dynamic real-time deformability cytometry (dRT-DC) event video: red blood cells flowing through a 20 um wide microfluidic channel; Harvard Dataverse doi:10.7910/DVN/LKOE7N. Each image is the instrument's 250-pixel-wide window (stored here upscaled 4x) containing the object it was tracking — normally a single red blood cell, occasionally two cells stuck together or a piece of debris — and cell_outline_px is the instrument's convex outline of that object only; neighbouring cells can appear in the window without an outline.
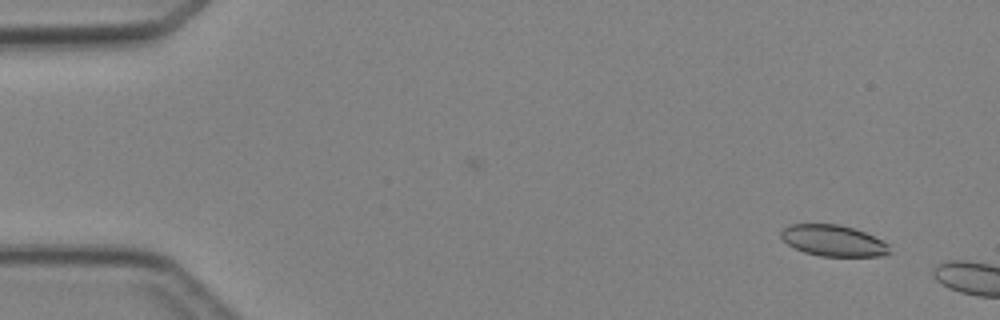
{"species": "Egyptian fruit bat (a non-hibernating species)", "species_latin": "Rousettus aegyptiacus", "temperature_condition": "cold", "stored_images_in_passage": 2, "camera_frame_rate_fps": 3000, "um_per_image_px": 0.085, "animal": {"sex": "female"}, "frame": {"image": 1, "passage_image": 1, "time_ms": 0.0, "image_size_px": [1000, 320], "cell_outline_px": [[892, 252], [884, 256], [820, 256], [804, 252], [788, 244], [780, 236], [780, 232], [788, 224], [840, 224], [864, 232], [888, 244]], "centroid_in_image_um": [70.83, 20.45], "position_along_channel_um": 14.2, "area_um2": 19.65}}